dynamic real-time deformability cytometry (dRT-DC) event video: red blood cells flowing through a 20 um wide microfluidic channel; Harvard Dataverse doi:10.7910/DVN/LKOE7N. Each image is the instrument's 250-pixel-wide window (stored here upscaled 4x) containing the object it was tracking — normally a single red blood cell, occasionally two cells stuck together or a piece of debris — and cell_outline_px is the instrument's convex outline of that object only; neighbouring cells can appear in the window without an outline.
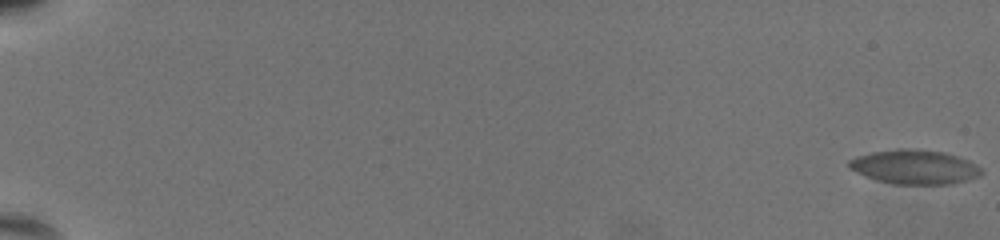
{"species": "common noctule bat (a hibernating species)", "species_latin": "Nyctalus noctula", "temperature_condition": "warm", "stored_images_in_passage": 63, "camera_frame_rate_fps": 3000, "um_per_image_px": 0.085, "animal": {"sex": "female", "body_mass_g": 19.5, "forearm_length_mm": 54.1}, "frame": {"image": 1, "passage_image": 1, "time_ms": 0.0, "image_size_px": [1000, 240], "cell_outline_px": [[984, 172], [980, 176], [948, 184], [892, 184], [876, 180], [864, 176], [848, 168], [848, 160], [856, 156], [872, 152], [944, 152], [968, 160], [976, 164]], "centroid_in_image_um": [77.73, 14.25], "position_along_channel_um": 7.3, "area_um2": 25.32}}
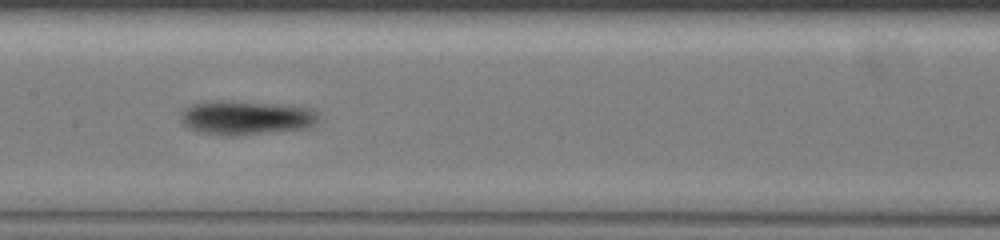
{"frame": {"image": 2, "passage_image": 36, "time_ms": 11.667, "image_size_px": [1000, 240], "cell_outline_px": [[316, 120], [308, 128], [232, 136], [220, 136], [200, 132], [188, 128], [180, 120], [180, 116], [192, 104], [264, 104], [312, 108], [316, 112]], "centroid_in_image_um": [20.92, 10.08], "position_along_channel_um": 186.5, "area_um2": 25.66}}
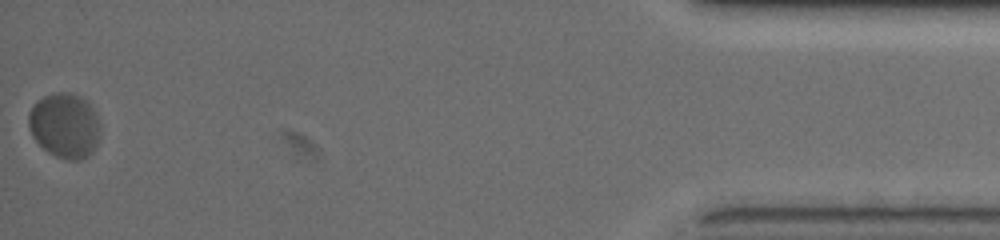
{"frame": {"image": 3, "passage_image": 63, "time_ms": 20.667, "image_size_px": [1000, 240], "cell_outline_px": [[100, 136], [92, 152], [88, 156], [80, 160], [68, 160], [56, 156], [48, 152], [32, 136], [28, 124], [28, 112], [36, 100], [44, 96], [60, 92], [68, 92], [80, 96], [88, 104], [100, 124]], "centroid_in_image_um": [5.48, 10.68], "position_along_channel_um": 429.7, "area_um2": 26.99}, "authors_computed_cell_mechanics": {"area_um2": 25.0274, "velocity_mm_per_s": 3.5634, "shape_relaxation_time_tau1_ms": 6.82, "shape_relaxation_time_tau2_ms": null, "deformation_change_tau1": 0.1445, "deformation_change_tau2": null}}